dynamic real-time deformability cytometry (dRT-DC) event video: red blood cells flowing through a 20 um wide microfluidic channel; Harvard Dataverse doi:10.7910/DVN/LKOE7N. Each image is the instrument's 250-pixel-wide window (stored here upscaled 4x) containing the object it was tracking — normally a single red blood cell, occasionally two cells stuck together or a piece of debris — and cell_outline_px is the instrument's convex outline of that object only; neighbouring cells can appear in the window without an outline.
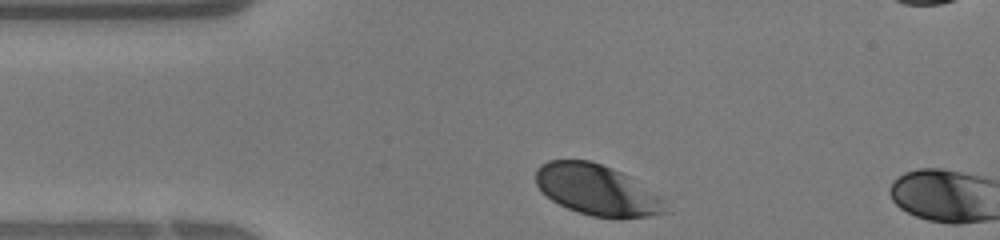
{"species": "human", "species_latin": "Homo sapiens", "temperature_condition": "warm", "stored_images_in_passage": 3, "camera_frame_rate_fps": 3000, "um_per_image_px": 0.085, "donor": {"sex": "female"}, "frame": {"image": 1, "passage_image": 1, "time_ms": 0.0, "image_size_px": [1000, 240], "cell_outline_px": [[664, 212], [648, 216], [592, 216], [568, 208], [552, 200], [536, 184], [536, 168], [540, 164], [548, 160], [592, 160], [612, 168], [628, 176], [664, 200]], "centroid_in_image_um": [50.66, 16.1], "position_along_channel_um": 34.3, "area_um2": 37.17}}